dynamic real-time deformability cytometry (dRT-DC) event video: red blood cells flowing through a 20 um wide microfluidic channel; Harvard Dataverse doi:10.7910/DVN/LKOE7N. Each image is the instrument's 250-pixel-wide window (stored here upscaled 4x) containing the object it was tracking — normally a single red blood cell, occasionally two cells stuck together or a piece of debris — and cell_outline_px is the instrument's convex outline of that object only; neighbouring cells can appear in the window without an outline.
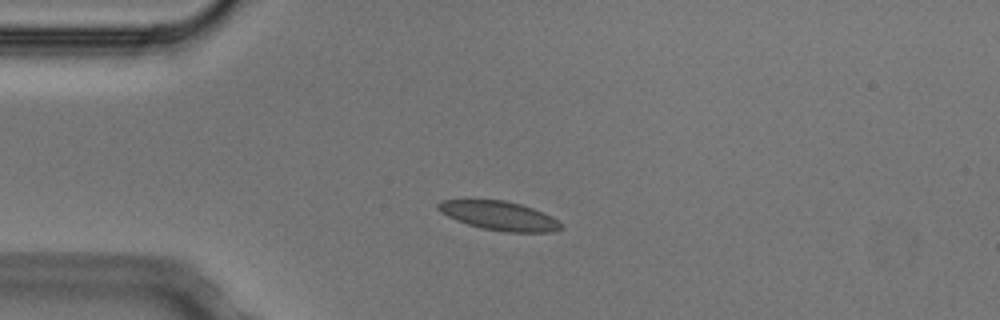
{"species": "Egyptian fruit bat (a non-hibernating species)", "species_latin": "Rousettus aegyptiacus", "temperature_condition": "cold", "stored_images_in_passage": 2, "camera_frame_rate_fps": 3000, "um_per_image_px": 0.085, "animal": {"sex": "male"}, "frame": {"image": 1, "passage_image": 1, "time_ms": 0.0, "image_size_px": [1000, 320], "cell_outline_px": [[564, 228], [552, 232], [504, 232], [480, 228], [456, 220], [440, 212], [436, 208], [436, 204], [440, 200], [504, 200], [520, 204], [532, 208], [552, 216], [560, 220], [564, 224]], "centroid_in_image_um": [42.47, 18.35], "position_along_channel_um": 42.5, "area_um2": 20.98}}